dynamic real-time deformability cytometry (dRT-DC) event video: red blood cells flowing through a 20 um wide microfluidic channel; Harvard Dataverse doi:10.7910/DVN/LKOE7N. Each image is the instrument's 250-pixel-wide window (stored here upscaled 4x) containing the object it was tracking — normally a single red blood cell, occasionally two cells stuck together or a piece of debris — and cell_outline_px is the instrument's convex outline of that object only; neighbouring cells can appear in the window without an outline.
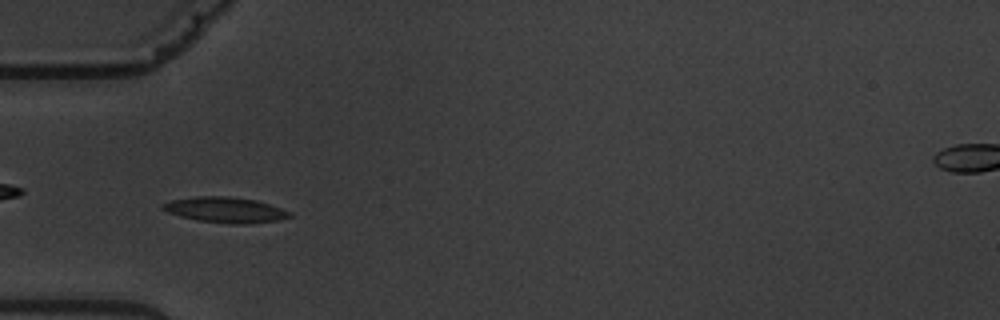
{"species": "common noctule bat (a hibernating species)", "species_latin": "Nyctalus noctula", "temperature_condition": "warm", "stored_images_in_passage": 5, "camera_frame_rate_fps": 3000, "um_per_image_px": 0.085, "animal": {"sex": "male", "body_mass_g": 19.5, "forearm_length_mm": 54.6}, "frame": {"image": 1, "passage_image": 4, "time_ms": 3.333, "image_size_px": [1000, 320], "cell_outline_px": [[292, 216], [276, 220], [248, 224], [232, 224], [196, 220], [180, 216], [168, 212], [160, 208], [160, 204], [172, 200], [196, 196], [228, 196], [256, 200], [292, 212]], "centroid_in_image_um": [19.12, 17.84], "position_along_channel_um": 65.9, "area_um2": 18.84}}
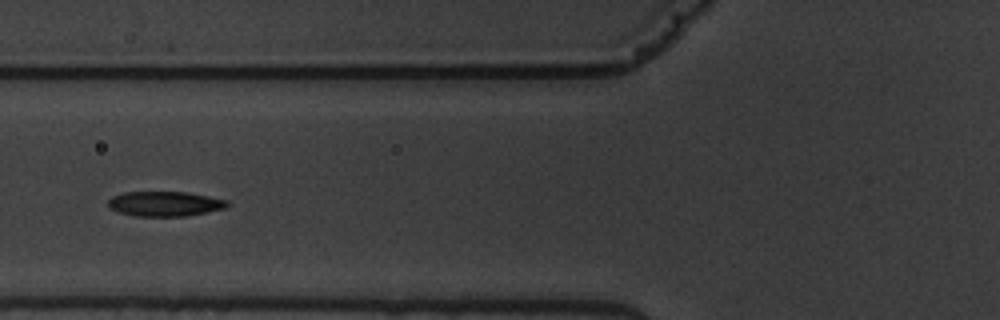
{"frame": {"image": 2, "passage_image": 5, "time_ms": 4.667, "image_size_px": [1000, 320], "cell_outline_px": [[232, 204], [224, 208], [188, 216], [132, 216], [108, 208], [108, 200], [112, 196], [124, 192], [188, 192], [228, 200]], "centroid_in_image_um": [14.01, 17.32], "position_along_channel_um": 111.8, "area_um2": 17.4}}